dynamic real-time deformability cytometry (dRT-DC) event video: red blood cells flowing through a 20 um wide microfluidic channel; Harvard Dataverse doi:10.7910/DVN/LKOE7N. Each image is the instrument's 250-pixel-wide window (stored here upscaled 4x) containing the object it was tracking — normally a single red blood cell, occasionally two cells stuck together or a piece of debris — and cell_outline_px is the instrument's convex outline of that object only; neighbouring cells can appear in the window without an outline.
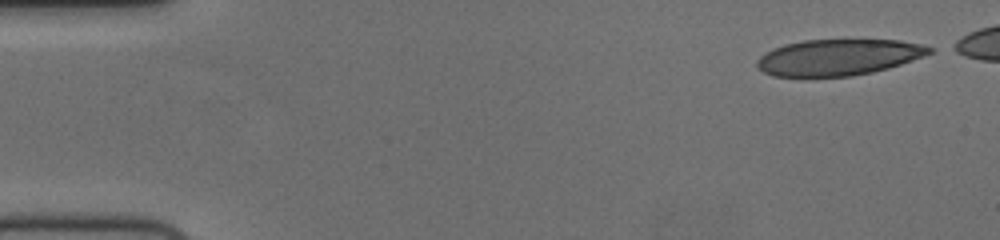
{"species": "human", "species_latin": "Homo sapiens", "temperature_condition": "cold", "stored_images_in_passage": 50, "camera_frame_rate_fps": 3000, "um_per_image_px": 0.085, "donor": {"sex": "female"}, "frame": {"image": 1, "passage_image": 1, "time_ms": 0.0, "image_size_px": [1000, 240], "cell_outline_px": [[932, 52], [924, 56], [888, 68], [872, 72], [852, 76], [772, 76], [764, 72], [756, 64], [756, 60], [760, 56], [772, 48], [784, 44], [804, 40], [900, 40], [920, 44], [932, 48]], "centroid_in_image_um": [71.24, 4.86], "position_along_channel_um": 13.8, "area_um2": 36.13}}
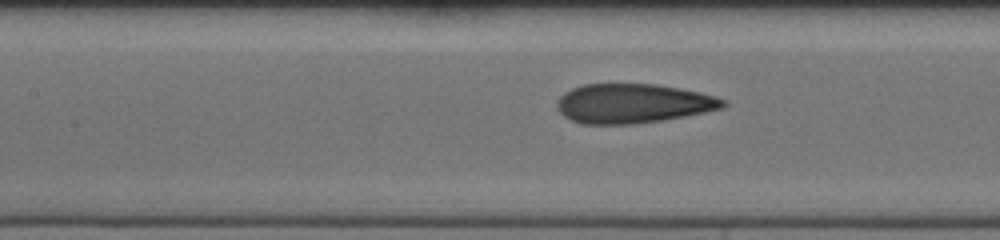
{"frame": {"image": 2, "passage_image": 23, "time_ms": 7.333, "image_size_px": [1000, 240], "cell_outline_px": [[728, 104], [724, 108], [684, 116], [660, 120], [632, 124], [580, 124], [564, 116], [556, 108], [556, 100], [564, 92], [572, 88], [584, 84], [656, 84], [680, 88], [700, 92], [716, 96], [724, 100]], "centroid_in_image_um": [53.78, 8.79], "position_along_channel_um": 153.6, "area_um2": 38.21}}
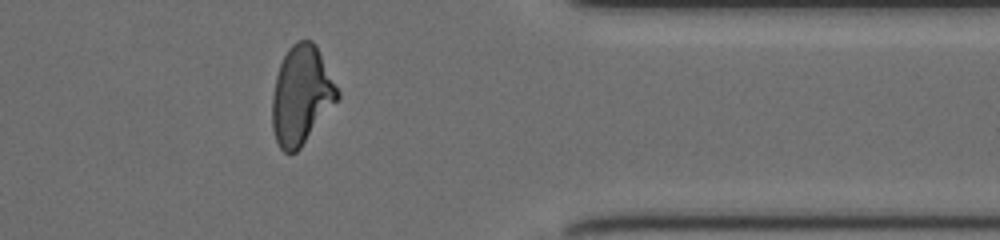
{"frame": {"image": 3, "passage_image": 43, "time_ms": 14.0, "image_size_px": [1000, 240], "cell_outline_px": [[340, 96], [300, 148], [296, 152], [284, 152], [280, 148], [276, 140], [272, 128], [272, 96], [276, 76], [280, 64], [288, 48], [296, 40], [312, 40], [316, 44], [340, 92]], "centroid_in_image_um": [25.6, 8.07], "position_along_channel_um": 385.8, "area_um2": 37.22}}